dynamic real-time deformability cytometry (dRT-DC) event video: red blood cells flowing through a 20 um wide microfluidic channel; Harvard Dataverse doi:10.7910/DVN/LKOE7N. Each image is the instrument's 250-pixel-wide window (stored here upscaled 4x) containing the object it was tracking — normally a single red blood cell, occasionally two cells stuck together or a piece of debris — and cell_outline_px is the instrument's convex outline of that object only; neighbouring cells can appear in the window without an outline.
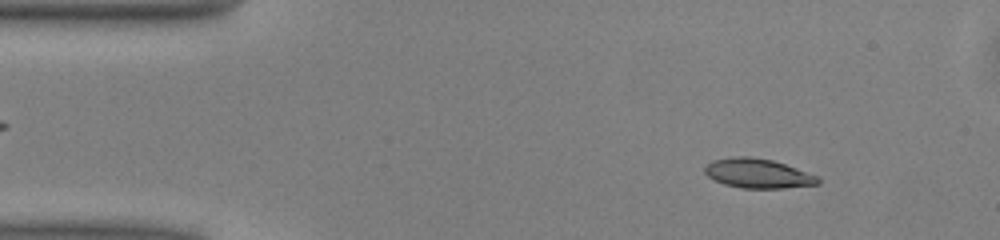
{"species": "common noctule bat (a hibernating species)", "species_latin": "Nyctalus noctula", "temperature_condition": "warm", "stored_images_in_passage": 49, "camera_frame_rate_fps": 3000, "um_per_image_px": 0.085, "animal": {"sex": "male", "body_mass_g": 13.0, "forearm_length_mm": 53.1}, "frame": {"image": 1, "passage_image": 5, "time_ms": 1.333, "image_size_px": [1000, 240], "cell_outline_px": [[820, 184], [784, 188], [740, 188], [724, 184], [708, 176], [704, 172], [704, 168], [712, 160], [732, 156], [748, 156], [772, 160], [820, 176]], "centroid_in_image_um": [64.44, 14.74], "position_along_channel_um": 20.6, "area_um2": 19.48}}
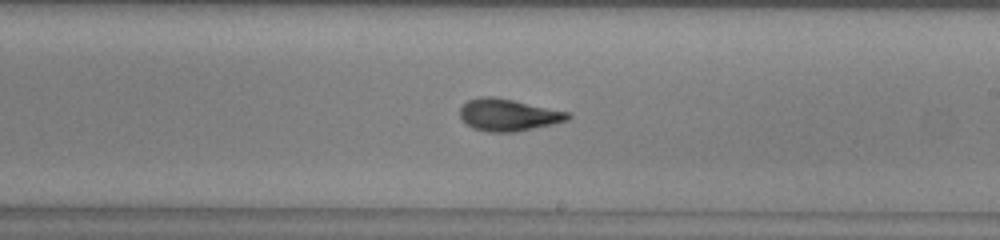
{"frame": {"image": 2, "passage_image": 27, "time_ms": 8.667, "image_size_px": [1000, 240], "cell_outline_px": [[572, 116], [568, 120], [552, 124], [516, 132], [488, 132], [472, 128], [460, 116], [460, 108], [468, 100], [480, 96], [492, 96], [572, 112]], "centroid_in_image_um": [43.23, 9.77], "position_along_channel_um": 245.8, "area_um2": 20.17}}
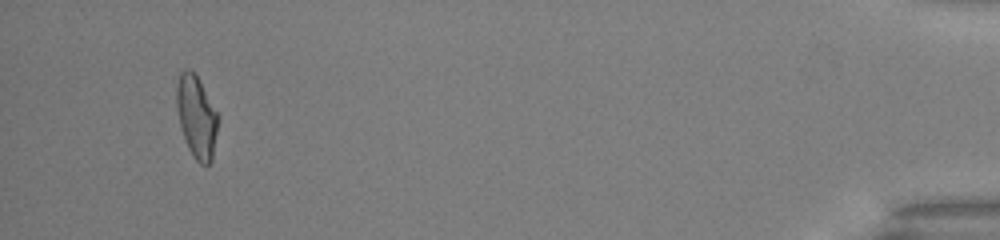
{"frame": {"image": 3, "passage_image": 46, "time_ms": 15.0, "image_size_px": [1000, 240], "cell_outline_px": [[220, 120], [212, 160], [208, 164], [200, 164], [192, 156], [188, 148], [180, 124], [176, 108], [176, 84], [180, 72], [184, 68], [188, 68], [200, 80], [220, 116]], "centroid_in_image_um": [16.73, 9.91], "position_along_channel_um": 418.5, "area_um2": 20.29}, "authors_computed_cell_mechanics": {"area_um2": 19.8254, "velocity_mm_per_s": 4.0687, "shape_relaxation_time_tau1_ms": 4.1049, "shape_relaxation_time_tau2_ms": 2.2315, "deformation_change_tau1": 0.1983, "deformation_change_tau2": 0.0686}}